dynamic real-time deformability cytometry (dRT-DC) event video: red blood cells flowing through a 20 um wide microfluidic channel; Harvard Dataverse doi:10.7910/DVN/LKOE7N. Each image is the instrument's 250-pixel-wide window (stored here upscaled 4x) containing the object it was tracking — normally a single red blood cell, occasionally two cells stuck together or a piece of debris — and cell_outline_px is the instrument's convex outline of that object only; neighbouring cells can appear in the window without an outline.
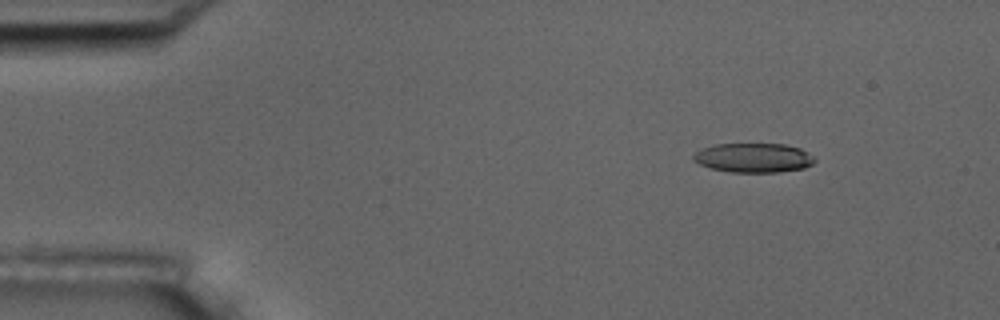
{"species": "common noctule bat (a hibernating species)", "species_latin": "Nyctalus noctula", "temperature_condition": "room temperature", "stored_images_in_passage": 6, "camera_frame_rate_fps": 3000, "um_per_image_px": 0.085, "animal": {"sex": "male", "body_mass_g": 17.5, "forearm_length_mm": 52.3}, "frame": {"image": 1, "passage_image": 1, "time_ms": 0.0, "image_size_px": [1000, 320], "cell_outline_px": [[816, 160], [812, 164], [804, 168], [780, 172], [728, 172], [708, 168], [692, 160], [692, 156], [700, 148], [716, 144], [784, 144], [800, 148], [812, 156]], "centroid_in_image_um": [64.01, 13.42], "position_along_channel_um": 21.0, "area_um2": 20.87}}
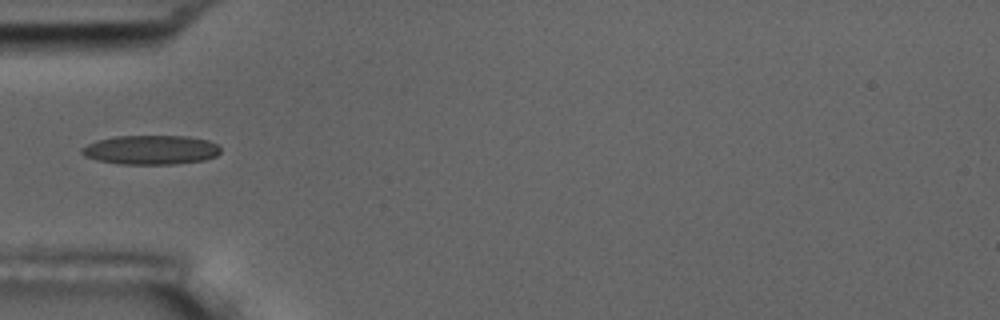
{"frame": {"image": 2, "passage_image": 4, "time_ms": 3.667, "image_size_px": [1000, 320], "cell_outline_px": [[220, 152], [216, 156], [204, 160], [176, 164], [120, 164], [96, 160], [84, 156], [80, 152], [80, 148], [96, 140], [116, 136], [188, 136], [208, 140], [216, 144], [220, 148]], "centroid_in_image_um": [12.8, 12.74], "position_along_channel_um": 72.2, "area_um2": 23.81}}